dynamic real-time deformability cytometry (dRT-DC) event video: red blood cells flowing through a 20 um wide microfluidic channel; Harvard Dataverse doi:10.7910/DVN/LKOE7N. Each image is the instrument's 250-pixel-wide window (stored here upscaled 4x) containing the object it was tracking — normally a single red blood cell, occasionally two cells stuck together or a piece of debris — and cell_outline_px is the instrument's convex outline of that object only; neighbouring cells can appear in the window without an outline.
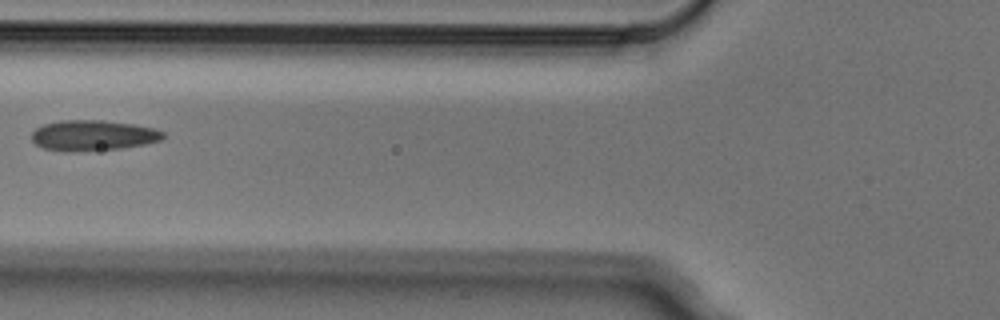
{"species": "Egyptian fruit bat (a non-hibernating species)", "species_latin": "Rousettus aegyptiacus", "temperature_condition": "cold", "stored_images_in_passage": 3, "camera_frame_rate_fps": 3000, "um_per_image_px": 0.085, "animal": {"sex": "male"}, "frame": {"image": 1, "passage_image": 2, "time_ms": 0.333, "image_size_px": [1000, 320], "cell_outline_px": [[164, 136], [160, 140], [144, 144], [120, 148], [72, 152], [64, 152], [44, 148], [36, 144], [32, 140], [32, 132], [36, 128], [44, 124], [60, 120], [104, 120], [132, 124], [152, 128], [164, 132]], "centroid_in_image_um": [7.86, 11.51], "position_along_channel_um": 117.9, "area_um2": 23.29}}
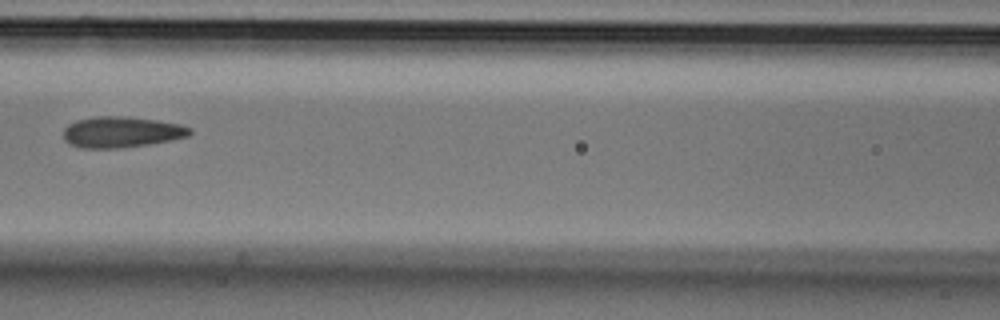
{"frame": {"image": 2, "passage_image": 3, "time_ms": 0.667, "image_size_px": [1000, 320], "cell_outline_px": [[192, 132], [188, 136], [172, 140], [148, 144], [120, 148], [80, 148], [68, 144], [64, 140], [64, 128], [68, 124], [76, 120], [96, 116], [124, 116], [156, 120], [180, 124], [192, 128]], "centroid_in_image_um": [10.3, 11.22], "position_along_channel_um": 156.3, "area_um2": 22.95}}